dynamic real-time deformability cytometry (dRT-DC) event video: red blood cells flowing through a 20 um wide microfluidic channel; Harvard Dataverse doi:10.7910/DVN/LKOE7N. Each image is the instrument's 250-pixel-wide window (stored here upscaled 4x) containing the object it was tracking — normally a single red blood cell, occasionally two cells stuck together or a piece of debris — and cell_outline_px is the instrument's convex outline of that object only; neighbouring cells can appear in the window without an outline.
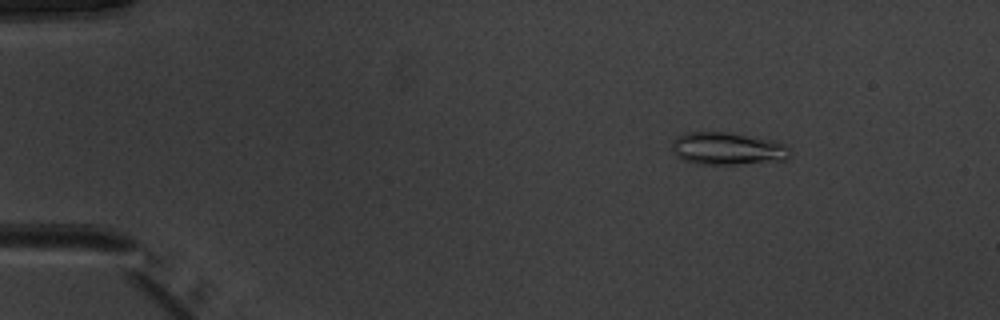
{"species": "common noctule bat (a hibernating species)", "species_latin": "Nyctalus noctula", "temperature_condition": "warm", "stored_images_in_passage": 52, "camera_frame_rate_fps": 3000, "um_per_image_px": 0.085, "animal": {"sex": "male", "body_mass_g": 20.1, "forearm_length_mm": 53.5}, "frame": {"image": 1, "passage_image": 8, "time_ms": 2.333, "image_size_px": [1000, 320], "cell_outline_px": [[792, 156], [788, 160], [736, 164], [700, 164], [684, 160], [676, 156], [672, 148], [672, 140], [676, 136], [688, 132], [728, 132], [772, 140], [788, 144], [792, 152]], "centroid_in_image_um": [61.89, 12.63], "position_along_channel_um": 23.1, "area_um2": 22.66}}
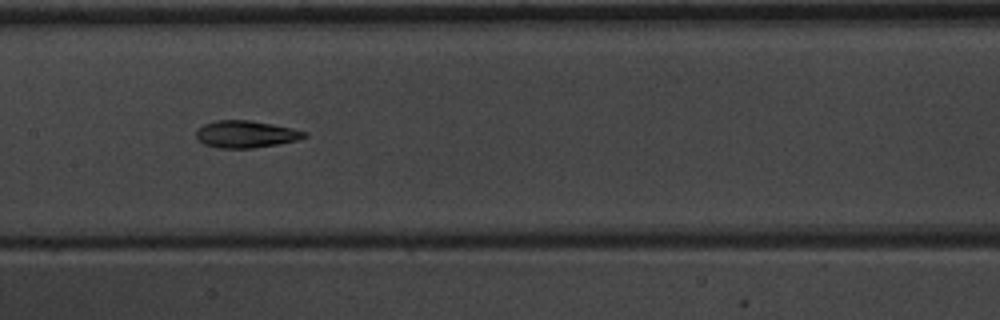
{"frame": {"image": 2, "passage_image": 27, "time_ms": 8.667, "image_size_px": [1000, 320], "cell_outline_px": [[308, 136], [296, 140], [276, 144], [252, 148], [220, 148], [204, 144], [196, 136], [196, 128], [204, 124], [216, 120], [248, 120], [272, 124], [292, 128], [308, 132]], "centroid_in_image_um": [20.89, 11.4], "position_along_channel_um": 186.5, "area_um2": 16.99}}
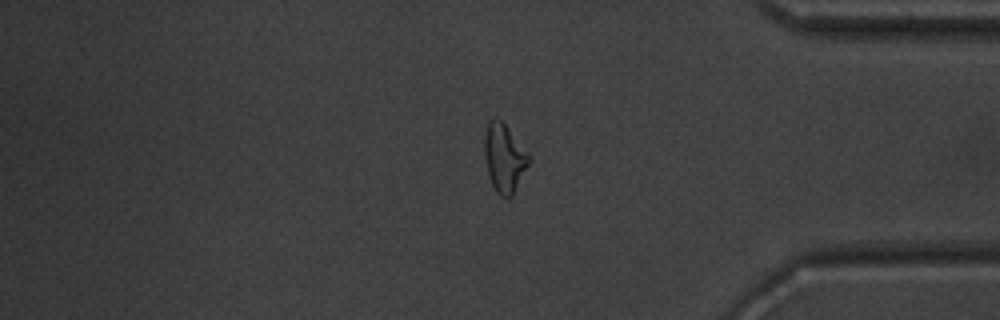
{"frame": {"image": 3, "passage_image": 44, "time_ms": 14.333, "image_size_px": [1000, 320], "cell_outline_px": [[532, 160], [512, 196], [508, 200], [500, 196], [496, 192], [488, 176], [484, 152], [484, 136], [488, 120], [500, 120], [504, 124], [528, 152]], "centroid_in_image_um": [42.87, 13.48], "position_along_channel_um": 392.3, "area_um2": 17.8}, "authors_computed_cell_mechanics": {"area_um2": 17.8313, "velocity_mm_per_s": 3.9734, "shape_relaxation_time_tau1_ms": 5.3608, "shape_relaxation_time_tau2_ms": 4.5722, "deformation_change_tau1": 0.1582, "deformation_change_tau2": 0.1307}}